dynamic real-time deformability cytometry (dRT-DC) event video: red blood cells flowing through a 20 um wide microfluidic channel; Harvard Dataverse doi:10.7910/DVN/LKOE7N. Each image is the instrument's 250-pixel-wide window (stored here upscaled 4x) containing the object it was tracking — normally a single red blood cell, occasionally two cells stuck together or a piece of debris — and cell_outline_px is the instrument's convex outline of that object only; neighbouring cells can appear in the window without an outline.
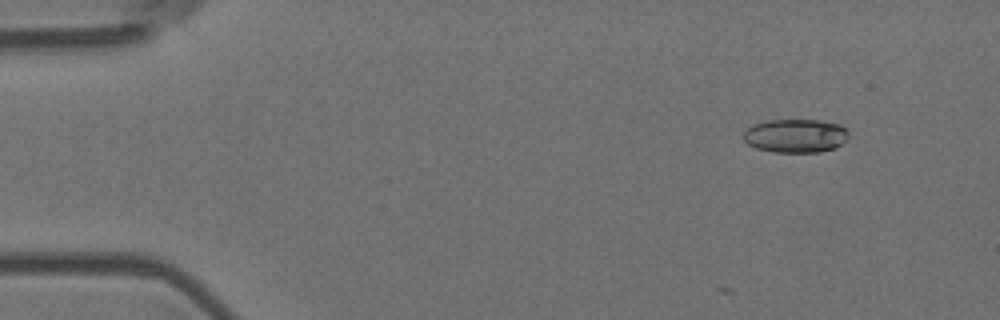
{"species": "Egyptian fruit bat (a non-hibernating species)", "species_latin": "Rousettus aegyptiacus", "temperature_condition": "room temperature", "stored_images_in_passage": 5, "camera_frame_rate_fps": 3000, "um_per_image_px": 0.085, "animal": {"sex": "female"}, "frame": {"image": 1, "passage_image": 5, "time_ms": 1.333, "image_size_px": [1000, 320], "cell_outline_px": [[848, 136], [836, 148], [820, 152], [772, 152], [756, 148], [748, 144], [744, 140], [744, 132], [752, 124], [768, 120], [820, 120], [840, 124], [848, 132]], "centroid_in_image_um": [67.61, 11.54], "position_along_channel_um": 17.4, "area_um2": 20.63}}